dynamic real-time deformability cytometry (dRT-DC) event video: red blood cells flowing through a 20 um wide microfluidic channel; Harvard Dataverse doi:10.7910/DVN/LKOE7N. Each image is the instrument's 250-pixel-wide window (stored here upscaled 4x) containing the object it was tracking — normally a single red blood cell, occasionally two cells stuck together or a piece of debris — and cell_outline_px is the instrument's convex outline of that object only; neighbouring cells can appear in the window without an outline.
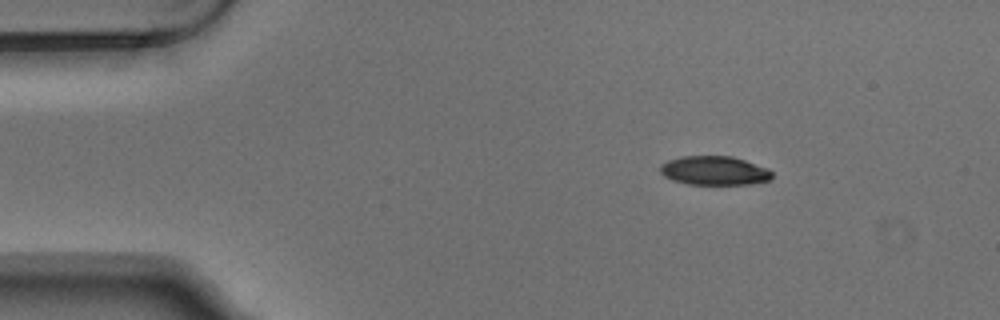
{"species": "Egyptian fruit bat (a non-hibernating species)", "species_latin": "Rousettus aegyptiacus", "temperature_condition": "warm", "stored_images_in_passage": 3, "camera_frame_rate_fps": 3000, "um_per_image_px": 0.085, "animal": {"sex": "male"}, "frame": {"image": 1, "passage_image": 1, "time_ms": 0.0, "image_size_px": [1000, 320], "cell_outline_px": [[772, 176], [768, 180], [752, 184], [688, 184], [672, 180], [664, 176], [660, 172], [660, 164], [668, 160], [680, 156], [732, 156], [768, 168], [772, 172]], "centroid_in_image_um": [60.69, 14.5], "position_along_channel_um": 24.3, "area_um2": 18.9}}